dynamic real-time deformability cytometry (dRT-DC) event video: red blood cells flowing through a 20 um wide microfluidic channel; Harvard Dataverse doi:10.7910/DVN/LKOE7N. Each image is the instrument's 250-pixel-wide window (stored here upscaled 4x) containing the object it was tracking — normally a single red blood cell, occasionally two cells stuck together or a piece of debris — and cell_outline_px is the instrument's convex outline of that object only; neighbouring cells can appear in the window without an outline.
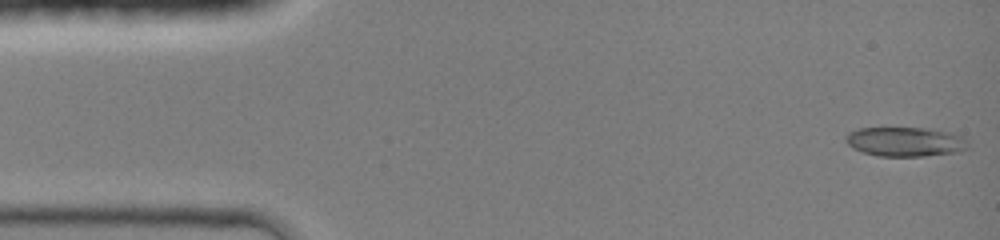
{"species": "common noctule bat (a hibernating species)", "species_latin": "Nyctalus noctula", "temperature_condition": "room temperature", "stored_images_in_passage": 44, "camera_frame_rate_fps": 3000, "um_per_image_px": 0.085, "animal": {"sex": "female", "body_mass_g": 19.0, "forearm_length_mm": 51.5}, "frame": {"image": 1, "passage_image": 1, "time_ms": 0.0, "image_size_px": [1000, 240], "cell_outline_px": [[968, 148], [956, 152], [924, 156], [876, 156], [852, 148], [844, 140], [844, 136], [848, 132], [860, 128], [932, 128], [948, 132], [960, 136], [968, 144]], "centroid_in_image_um": [76.89, 12.04], "position_along_channel_um": 8.1, "area_um2": 20.92}}
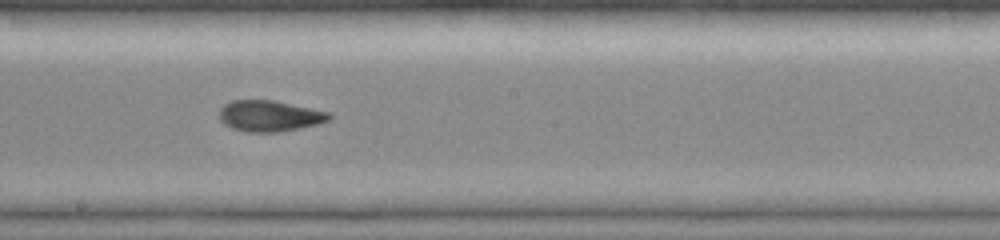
{"frame": {"image": 2, "passage_image": 24, "time_ms": 7.667, "image_size_px": [1000, 240], "cell_outline_px": [[332, 116], [328, 120], [316, 124], [300, 128], [276, 132], [248, 132], [232, 128], [224, 124], [220, 120], [220, 108], [224, 104], [232, 100], [276, 100], [332, 112]], "centroid_in_image_um": [22.93, 9.84], "position_along_channel_um": 225.3, "area_um2": 20.0}}
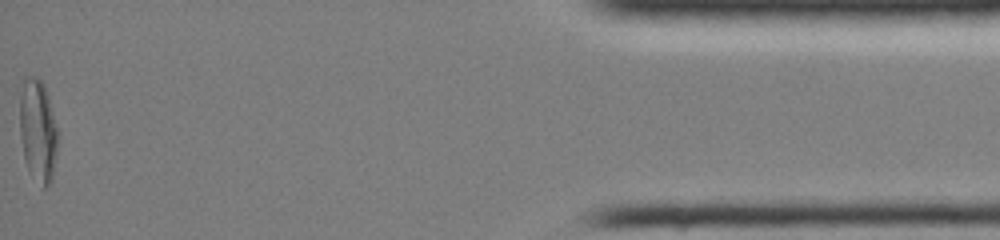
{"frame": {"image": 3, "passage_image": 44, "time_ms": 14.333, "image_size_px": [1000, 240], "cell_outline_px": [[60, 132], [52, 180], [48, 188], [44, 188], [28, 168], [24, 160], [20, 136], [20, 96], [24, 76], [36, 76], [44, 84]], "centroid_in_image_um": [3.25, 11.08], "position_along_channel_um": 431.9, "area_um2": 23.18}, "authors_computed_cell_mechanics": {"area_um2": 20.23, "velocity_mm_per_s": 4.3272, "shape_relaxation_time_tau1_ms": null, "shape_relaxation_time_tau2_ms": 2.3189, "deformation_change_tau1": null, "deformation_change_tau2": 0.0608}}